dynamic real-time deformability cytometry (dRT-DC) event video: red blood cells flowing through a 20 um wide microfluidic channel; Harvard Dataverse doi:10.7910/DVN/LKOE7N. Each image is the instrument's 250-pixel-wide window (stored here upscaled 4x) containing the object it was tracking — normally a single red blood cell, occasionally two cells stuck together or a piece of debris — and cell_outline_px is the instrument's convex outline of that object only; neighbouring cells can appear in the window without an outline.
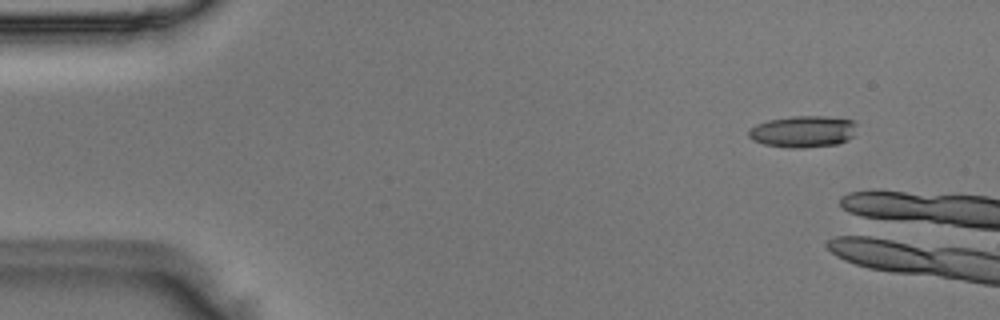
{"species": "Egyptian fruit bat (a non-hibernating species)", "species_latin": "Rousettus aegyptiacus", "temperature_condition": "room temperature", "stored_images_in_passage": 6, "camera_frame_rate_fps": 3000, "um_per_image_px": 0.085, "animal": {"sex": "male"}, "frame": {"image": 1, "passage_image": 1, "time_ms": 0.0, "image_size_px": [1000, 320], "cell_outline_px": [[856, 124], [852, 136], [848, 140], [836, 144], [804, 148], [792, 148], [764, 144], [752, 140], [748, 136], [748, 132], [756, 124], [768, 120], [792, 116], [824, 116], [852, 120]], "centroid_in_image_um": [68.24, 11.18], "position_along_channel_um": 16.8, "area_um2": 19.83}}